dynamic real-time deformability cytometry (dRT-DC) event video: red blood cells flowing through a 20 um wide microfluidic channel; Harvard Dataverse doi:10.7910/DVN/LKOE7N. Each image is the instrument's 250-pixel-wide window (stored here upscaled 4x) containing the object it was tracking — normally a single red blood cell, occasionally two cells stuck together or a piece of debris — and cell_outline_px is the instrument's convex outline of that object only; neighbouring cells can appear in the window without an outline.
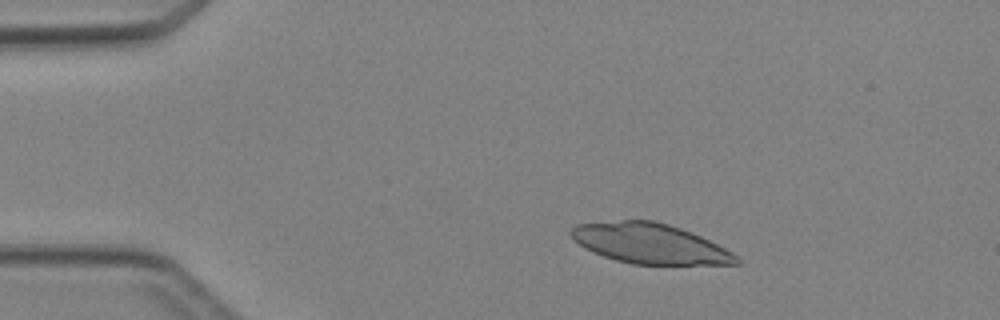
{"species": "Egyptian fruit bat (a non-hibernating species)", "species_latin": "Rousettus aegyptiacus", "temperature_condition": "cold", "stored_images_in_passage": 4, "camera_frame_rate_fps": 3000, "um_per_image_px": 0.085, "animal": {"sex": "female"}, "frame": {"image": 1, "passage_image": 2, "time_ms": 1.0, "image_size_px": [1000, 320], "cell_outline_px": [[740, 264], [632, 264], [616, 260], [592, 252], [584, 248], [568, 232], [576, 224], [620, 220], [656, 220], [692, 232], [732, 252], [740, 260]], "centroid_in_image_um": [55.22, 20.69], "position_along_channel_um": 29.8, "area_um2": 38.38}}